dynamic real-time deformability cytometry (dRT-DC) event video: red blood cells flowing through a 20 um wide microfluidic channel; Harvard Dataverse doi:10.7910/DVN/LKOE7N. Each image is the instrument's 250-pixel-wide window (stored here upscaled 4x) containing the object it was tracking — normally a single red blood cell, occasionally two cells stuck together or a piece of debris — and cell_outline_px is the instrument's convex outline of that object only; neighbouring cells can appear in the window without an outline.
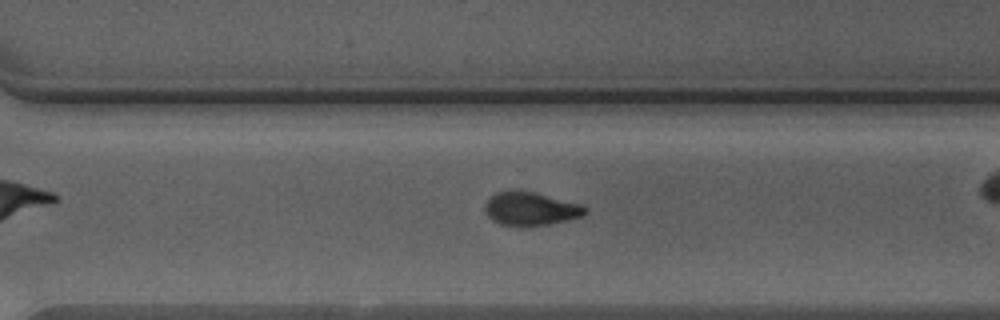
{"species": "Egyptian fruit bat (a non-hibernating species)", "species_latin": "Rousettus aegyptiacus", "temperature_condition": "warm", "stored_images_in_passage": 30, "camera_frame_rate_fps": 3000, "um_per_image_px": 0.085, "animal": {"sex": "male"}, "frame": {"image": 1, "passage_image": 21, "time_ms": 6.667, "image_size_px": [1000, 320], "cell_outline_px": [[588, 212], [580, 216], [548, 224], [520, 228], [500, 224], [488, 216], [484, 208], [484, 204], [496, 192], [532, 192], [580, 204], [588, 208]], "centroid_in_image_um": [45.08, 17.79], "position_along_channel_um": 325.5, "area_um2": 19.13}, "authors_computed_cell_mechanics": {"area_um2": 19.6231, "velocity_mm_per_s": 4.2975, "shape_relaxation_time_tau1_ms": 2.7101, "shape_relaxation_time_tau2_ms": 2.0754, "deformation_change_tau1": 0.1555, "deformation_change_tau2": 0.0896}}